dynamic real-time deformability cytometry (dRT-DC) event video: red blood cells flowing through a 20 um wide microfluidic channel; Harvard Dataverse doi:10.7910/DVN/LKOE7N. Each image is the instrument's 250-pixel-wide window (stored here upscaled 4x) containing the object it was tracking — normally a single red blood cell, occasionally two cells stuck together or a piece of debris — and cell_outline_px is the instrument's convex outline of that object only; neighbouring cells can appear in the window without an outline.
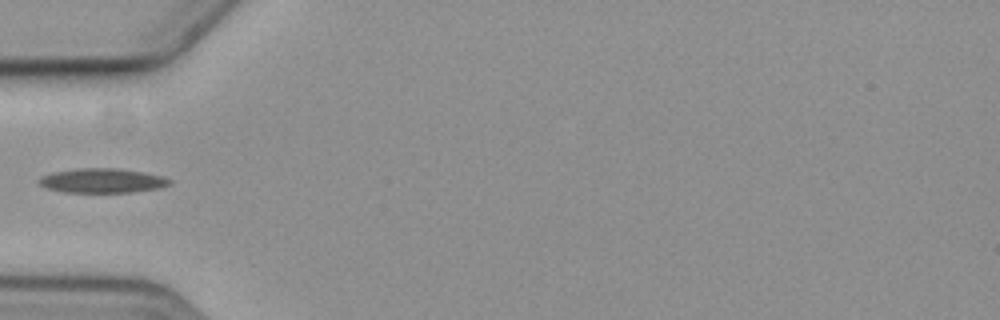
{"species": "common noctule bat (a hibernating species)", "species_latin": "Nyctalus noctula", "temperature_condition": "cold", "stored_images_in_passage": 1, "camera_frame_rate_fps": 3000, "um_per_image_px": 0.085, "animal": {"sex": "female", "body_mass_g": 19.3, "forearm_length_mm": 54.1}, "frame": {"image": 1, "passage_image": 1, "time_ms": 0.0, "image_size_px": [1000, 320], "cell_outline_px": [[172, 184], [160, 188], [132, 192], [64, 192], [48, 188], [40, 184], [36, 180], [40, 176], [52, 172], [76, 168], [116, 168], [144, 172], [160, 176], [172, 180]], "centroid_in_image_um": [8.68, 15.35], "position_along_channel_um": 76.3, "area_um2": 18.67}}